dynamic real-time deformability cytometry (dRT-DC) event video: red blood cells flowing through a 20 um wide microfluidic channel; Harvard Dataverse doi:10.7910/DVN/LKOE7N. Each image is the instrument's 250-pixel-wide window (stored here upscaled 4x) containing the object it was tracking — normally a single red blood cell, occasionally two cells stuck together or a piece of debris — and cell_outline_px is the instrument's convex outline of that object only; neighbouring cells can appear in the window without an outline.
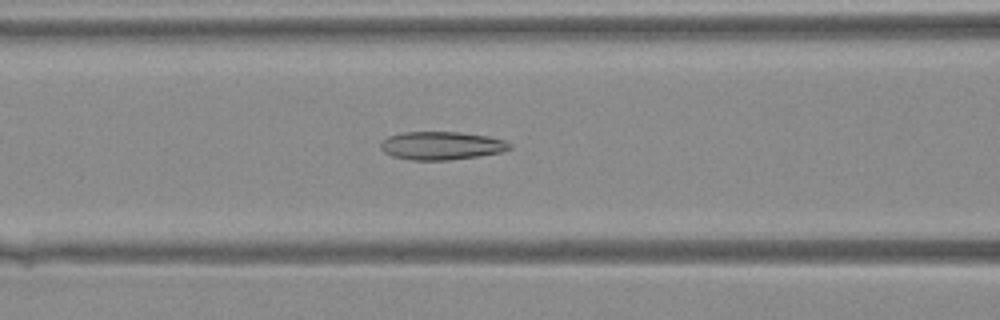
{"species": "Egyptian fruit bat (a non-hibernating species)", "species_latin": "Rousettus aegyptiacus", "temperature_condition": "warm", "stored_images_in_passage": 40, "camera_frame_rate_fps": 3000, "um_per_image_px": 0.085, "animal": {"sex": "female"}, "frame": {"image": 1, "passage_image": 16, "time_ms": 5.0, "image_size_px": [1000, 320], "cell_outline_px": [[512, 148], [500, 152], [480, 156], [448, 160], [412, 160], [392, 156], [384, 152], [380, 148], [380, 140], [388, 136], [404, 132], [460, 132], [488, 136], [504, 140], [512, 144]], "centroid_in_image_um": [37.51, 12.38], "position_along_channel_um": 129.1, "area_um2": 21.33}}
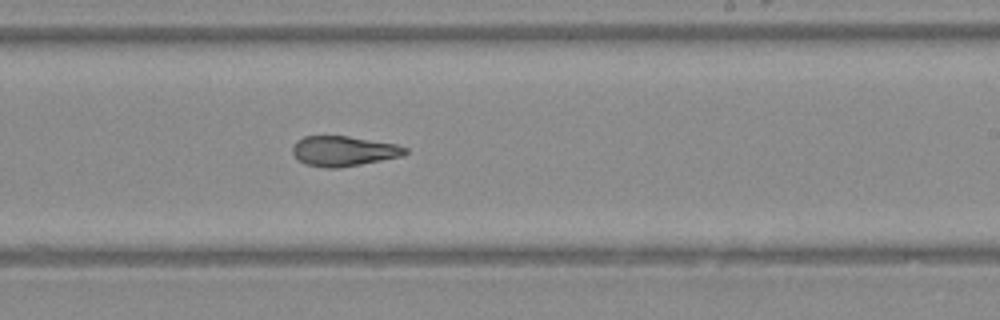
{"frame": {"image": 2, "passage_image": 24, "time_ms": 7.667, "image_size_px": [1000, 320], "cell_outline_px": [[408, 152], [400, 156], [340, 168], [324, 168], [304, 164], [292, 152], [292, 148], [296, 140], [304, 136], [348, 136], [396, 144], [408, 148]], "centroid_in_image_um": [29.18, 12.84], "position_along_channel_um": 259.8, "area_um2": 19.65}}
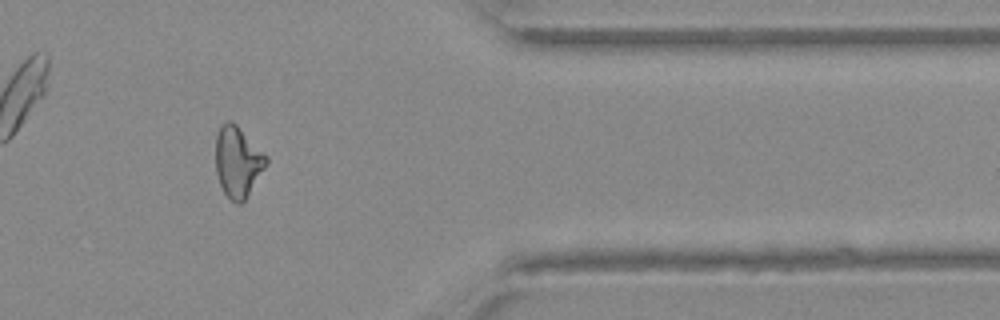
{"frame": {"image": 3, "passage_image": 33, "time_ms": 10.667, "image_size_px": [1000, 320], "cell_outline_px": [[268, 164], [244, 200], [240, 204], [236, 204], [224, 192], [220, 184], [216, 172], [216, 136], [220, 124], [228, 120], [232, 120], [268, 156]], "centroid_in_image_um": [20.21, 13.72], "position_along_channel_um": 391.2, "area_um2": 20.87}}